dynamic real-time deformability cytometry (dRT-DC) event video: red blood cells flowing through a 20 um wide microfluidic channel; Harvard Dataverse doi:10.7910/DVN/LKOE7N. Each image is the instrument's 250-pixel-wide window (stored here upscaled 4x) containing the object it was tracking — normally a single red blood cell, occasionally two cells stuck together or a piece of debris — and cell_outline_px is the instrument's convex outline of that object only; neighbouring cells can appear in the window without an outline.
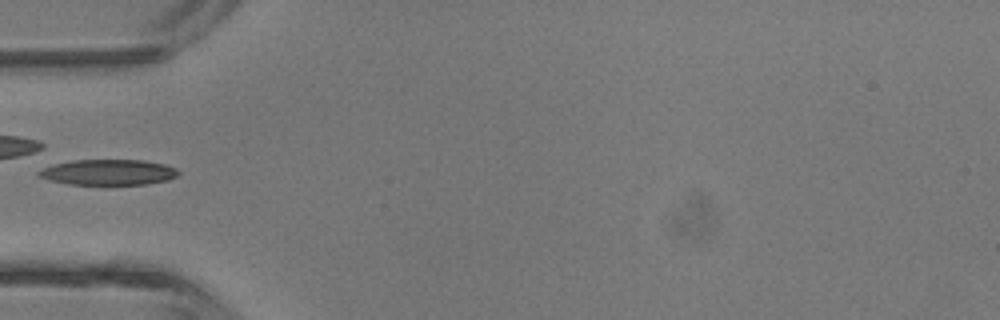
{"species": "common noctule bat (a hibernating species)", "species_latin": "Nyctalus noctula", "temperature_condition": "room temperature", "stored_images_in_passage": 5, "camera_frame_rate_fps": 3000, "um_per_image_px": 0.085, "animal": {"sex": "male", "body_mass_g": 13.3}, "frame": {"image": 1, "passage_image": 5, "time_ms": 4.667, "image_size_px": [1000, 320], "cell_outline_px": [[180, 172], [176, 176], [168, 180], [148, 184], [68, 184], [36, 176], [36, 172], [52, 164], [72, 160], [144, 160], [164, 164], [176, 168]], "centroid_in_image_um": [9.21, 14.63], "position_along_channel_um": 75.8, "area_um2": 20.81}}